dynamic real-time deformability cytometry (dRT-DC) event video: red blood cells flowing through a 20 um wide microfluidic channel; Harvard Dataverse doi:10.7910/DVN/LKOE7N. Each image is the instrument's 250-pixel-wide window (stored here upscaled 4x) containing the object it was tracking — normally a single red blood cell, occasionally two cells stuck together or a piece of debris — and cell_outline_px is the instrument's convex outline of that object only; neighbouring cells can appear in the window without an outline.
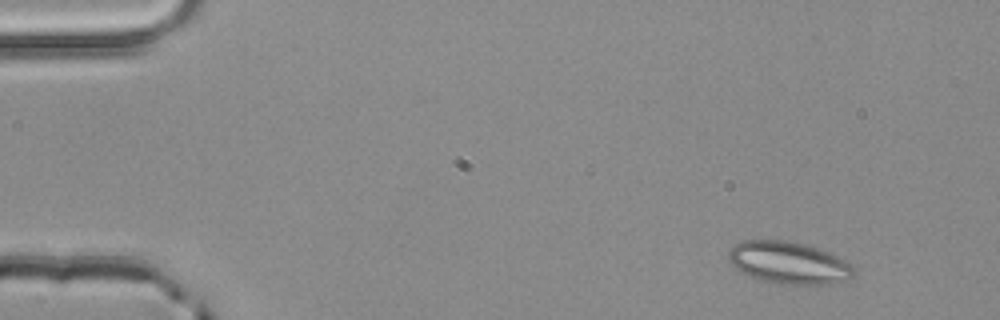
{"species": "common noctule bat (a hibernating species)", "species_latin": "Nyctalus noctula", "temperature_condition": "room temperature", "stored_images_in_passage": 3, "camera_frame_rate_fps": 3000, "um_per_image_px": 0.085, "animal": {"sex": "male", "body_mass_g": 20.4}, "frame": {"image": 1, "passage_image": 1, "time_ms": 0.0, "image_size_px": [1000, 320], "cell_outline_px": [[852, 276], [848, 280], [832, 284], [784, 284], [760, 280], [740, 272], [728, 260], [728, 252], [740, 240], [784, 240], [804, 244], [828, 252], [844, 260], [852, 268]], "centroid_in_image_um": [66.99, 22.34], "position_along_channel_um": 18.0, "area_um2": 30.52}}